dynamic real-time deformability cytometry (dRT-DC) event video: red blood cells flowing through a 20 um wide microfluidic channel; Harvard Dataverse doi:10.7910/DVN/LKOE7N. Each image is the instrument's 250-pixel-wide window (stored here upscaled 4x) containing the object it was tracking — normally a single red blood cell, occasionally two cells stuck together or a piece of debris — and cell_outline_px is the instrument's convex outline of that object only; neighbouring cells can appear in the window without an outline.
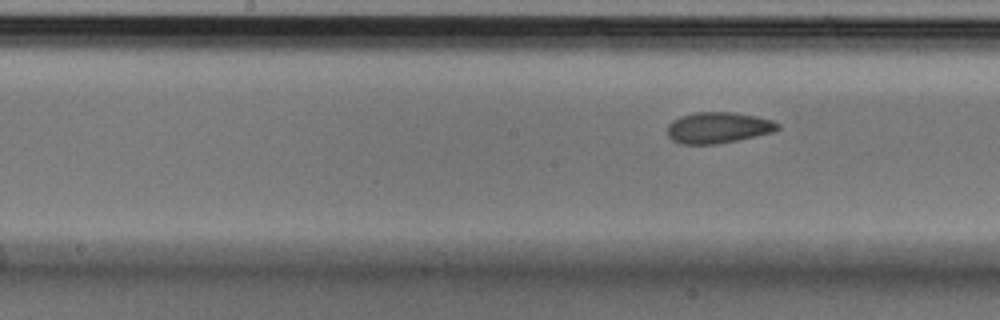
{"species": "Egyptian fruit bat (a non-hibernating species)", "species_latin": "Rousettus aegyptiacus", "temperature_condition": "cold", "stored_images_in_passage": 8, "segment_of_instrument_passage": [2, 2], "camera_frame_rate_fps": 3000, "um_per_image_px": 0.085, "animal": {"sex": "male"}, "frame": {"image": 1, "passage_image": 8, "time_ms": 2.333, "image_size_px": [1000, 320], "cell_outline_px": [[780, 128], [772, 132], [736, 140], [716, 144], [684, 144], [672, 140], [668, 136], [668, 124], [672, 120], [680, 116], [696, 112], [736, 112], [756, 116], [772, 120], [780, 124]], "centroid_in_image_um": [61.03, 10.84], "position_along_channel_um": 187.2, "area_um2": 19.94}}